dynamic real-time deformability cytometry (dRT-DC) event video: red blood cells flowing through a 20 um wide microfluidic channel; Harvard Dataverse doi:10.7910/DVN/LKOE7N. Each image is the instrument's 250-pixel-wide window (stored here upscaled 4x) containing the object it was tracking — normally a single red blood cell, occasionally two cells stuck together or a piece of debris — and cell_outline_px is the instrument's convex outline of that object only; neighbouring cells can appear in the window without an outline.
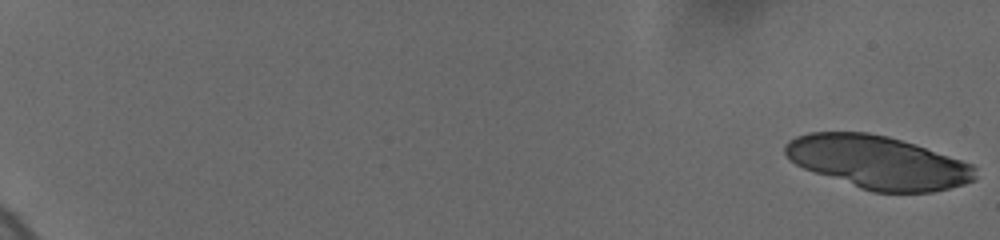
{"species": "human", "species_latin": "Homo sapiens", "temperature_condition": "cold", "stored_images_in_passage": 57, "camera_frame_rate_fps": 3000, "um_per_image_px": 0.085, "donor": {"sex": "female"}, "frame": {"image": 1, "passage_image": 1, "time_ms": 0.0, "image_size_px": [1000, 240], "cell_outline_px": [[976, 180], [964, 184], [932, 192], [872, 192], [860, 188], [804, 168], [796, 164], [784, 152], [784, 144], [788, 140], [796, 136], [808, 132], [868, 132], [888, 136], [972, 164], [976, 168]], "centroid_in_image_um": [74.61, 13.79], "position_along_channel_um": 10.4, "area_um2": 58.15}}
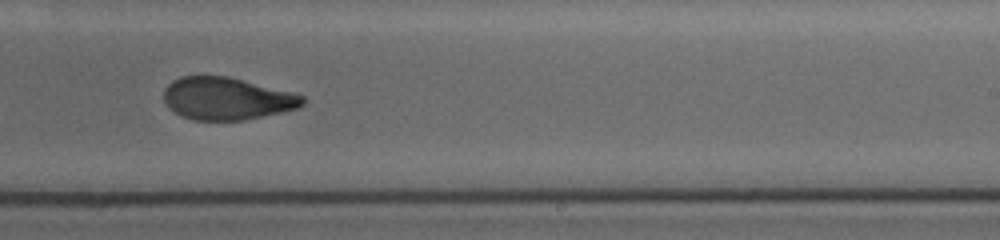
{"frame": {"image": 2, "passage_image": 44, "time_ms": 13.333, "image_size_px": [1000, 240], "cell_outline_px": [[304, 104], [300, 108], [244, 120], [192, 120], [180, 116], [168, 108], [164, 100], [164, 88], [172, 80], [180, 76], [228, 76], [292, 92], [304, 96]], "centroid_in_image_um": [19.25, 8.38], "position_along_channel_um": 269.7, "area_um2": 34.51}}
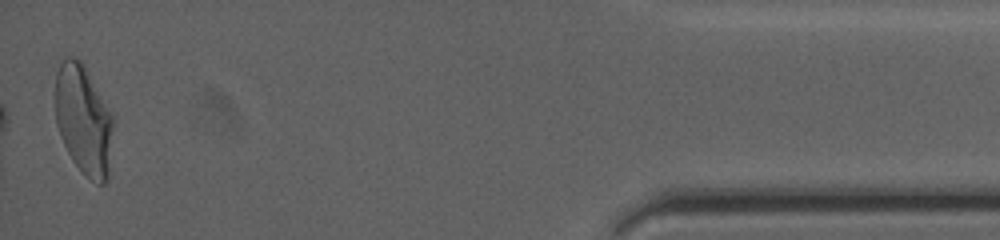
{"frame": {"image": 3, "passage_image": 57, "time_ms": 19.333, "image_size_px": [1000, 240], "cell_outline_px": [[112, 128], [108, 176], [104, 184], [100, 184], [92, 180], [80, 172], [72, 160], [60, 136], [56, 124], [56, 72], [60, 64], [68, 56], [80, 60], [112, 112]], "centroid_in_image_um": [7.09, 10.21], "position_along_channel_um": 428.1, "area_um2": 36.53}, "authors_computed_cell_mechanics": {"area_um2": 37.6278, "velocity_mm_per_s": 3.7003, "shape_relaxation_time_tau1_ms": 5.7494, "shape_relaxation_time_tau2_ms": 2.2447, "deformation_change_tau1": 0.1905, "deformation_change_tau2": 0.0799}}